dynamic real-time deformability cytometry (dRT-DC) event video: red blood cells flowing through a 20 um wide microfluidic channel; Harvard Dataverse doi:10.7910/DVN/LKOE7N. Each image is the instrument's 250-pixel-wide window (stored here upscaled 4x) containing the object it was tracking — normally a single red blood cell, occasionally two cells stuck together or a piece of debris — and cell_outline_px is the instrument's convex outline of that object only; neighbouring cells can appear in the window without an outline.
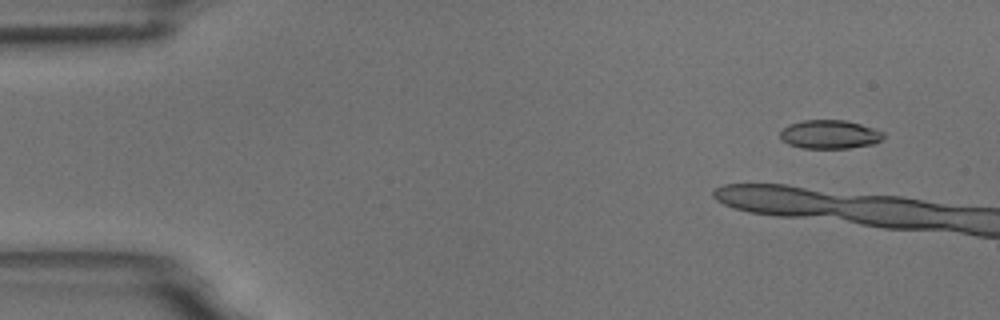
{"species": "common noctule bat (a hibernating species)", "species_latin": "Nyctalus noctula", "temperature_condition": "room temperature", "stored_images_in_passage": 5, "camera_frame_rate_fps": 3000, "um_per_image_px": 0.085, "animal": {"sex": "male", "body_mass_g": 18.8}, "frame": {"image": 1, "passage_image": 2, "time_ms": 1.333, "image_size_px": [1000, 320], "cell_outline_px": [[884, 136], [876, 144], [848, 148], [804, 148], [788, 144], [780, 140], [780, 132], [788, 124], [804, 120], [844, 120], [860, 124], [884, 132]], "centroid_in_image_um": [70.51, 11.43], "position_along_channel_um": 14.5, "area_um2": 17.28}}